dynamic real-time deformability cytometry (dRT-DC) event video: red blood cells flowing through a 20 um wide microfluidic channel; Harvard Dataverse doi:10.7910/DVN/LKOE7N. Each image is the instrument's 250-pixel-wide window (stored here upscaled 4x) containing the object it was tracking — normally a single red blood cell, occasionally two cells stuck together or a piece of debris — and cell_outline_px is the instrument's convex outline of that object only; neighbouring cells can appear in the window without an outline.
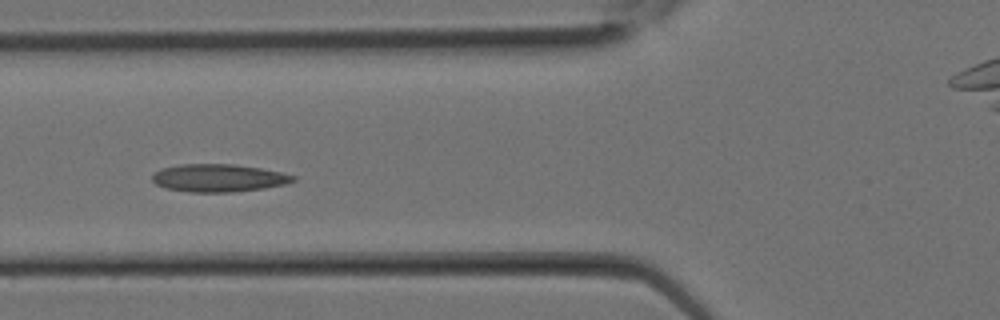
{"species": "Egyptian fruit bat (a non-hibernating species)", "species_latin": "Rousettus aegyptiacus", "temperature_condition": "room temperature", "stored_images_in_passage": 13, "camera_frame_rate_fps": 3000, "um_per_image_px": 0.085, "animal": {"sex": "female"}, "frame": {"image": 1, "passage_image": 10, "time_ms": 3.0, "image_size_px": [1000, 320], "cell_outline_px": [[296, 180], [284, 184], [264, 188], [232, 192], [188, 192], [164, 188], [156, 184], [152, 180], [152, 176], [160, 168], [180, 164], [232, 164], [260, 168], [280, 172], [296, 176]], "centroid_in_image_um": [18.54, 15.13], "position_along_channel_um": 107.3, "area_um2": 22.77}}
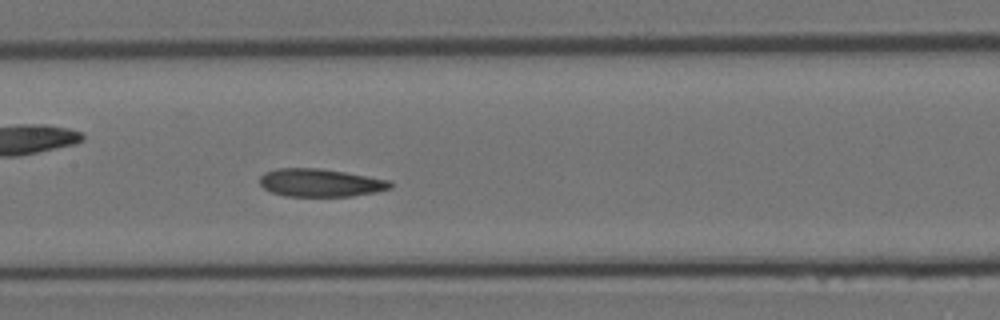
{"frame": {"image": 2, "passage_image": 13, "time_ms": 4.0, "image_size_px": [1000, 320], "cell_outline_px": [[392, 188], [376, 192], [352, 196], [284, 196], [272, 192], [264, 188], [260, 184], [260, 176], [264, 172], [276, 168], [320, 168], [344, 172], [388, 180], [392, 184]], "centroid_in_image_um": [27.2, 15.53], "position_along_channel_um": 180.2, "area_um2": 21.21}}